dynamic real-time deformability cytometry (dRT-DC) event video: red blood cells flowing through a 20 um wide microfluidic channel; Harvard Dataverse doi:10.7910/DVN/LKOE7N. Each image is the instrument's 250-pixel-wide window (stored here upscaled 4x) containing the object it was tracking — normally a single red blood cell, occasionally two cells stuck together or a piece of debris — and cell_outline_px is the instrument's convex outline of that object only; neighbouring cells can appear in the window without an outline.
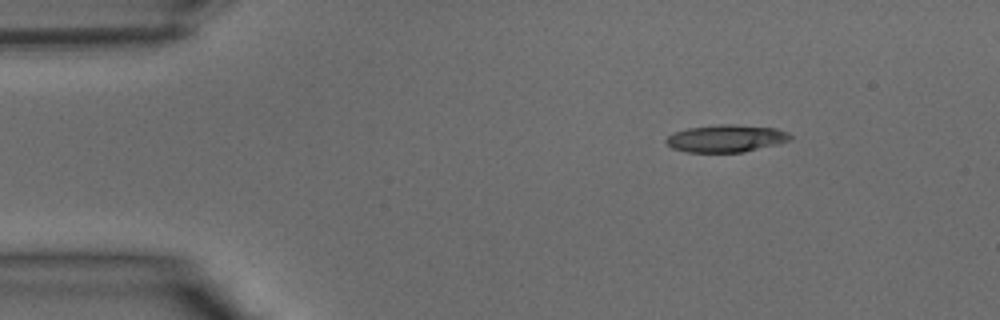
{"species": "common noctule bat (a hibernating species)", "species_latin": "Nyctalus noctula", "temperature_condition": "warm", "stored_images_in_passage": 35, "camera_frame_rate_fps": 3000, "um_per_image_px": 0.085, "animal": {"sex": "male", "body_mass_g": 15.6}, "frame": {"image": 1, "passage_image": 1, "time_ms": 0.0, "image_size_px": [1000, 320], "cell_outline_px": [[792, 140], [744, 152], [688, 152], [672, 148], [664, 140], [668, 136], [676, 132], [688, 128], [716, 124], [736, 124], [776, 128], [788, 132], [792, 136]], "centroid_in_image_um": [61.74, 11.76], "position_along_channel_um": 23.3, "area_um2": 19.83}}
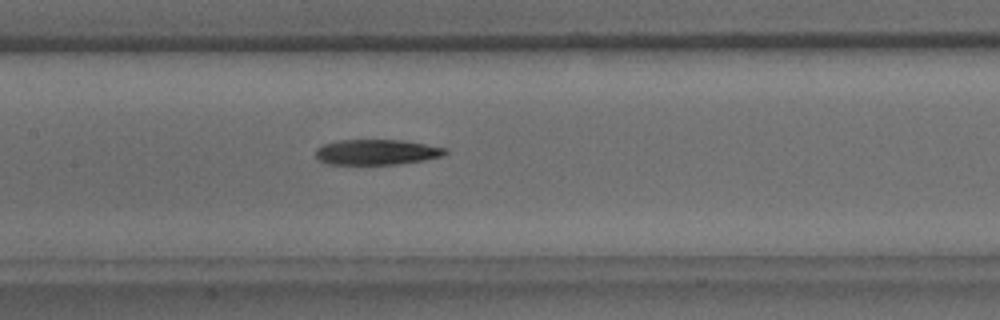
{"frame": {"image": 2, "passage_image": 14, "time_ms": 4.333, "image_size_px": [1000, 320], "cell_outline_px": [[448, 152], [444, 156], [424, 160], [396, 164], [328, 164], [320, 160], [316, 156], [316, 148], [324, 144], [336, 140], [404, 140], [448, 148]], "centroid_in_image_um": [32.05, 12.92], "position_along_channel_um": 175.3, "area_um2": 19.25}}
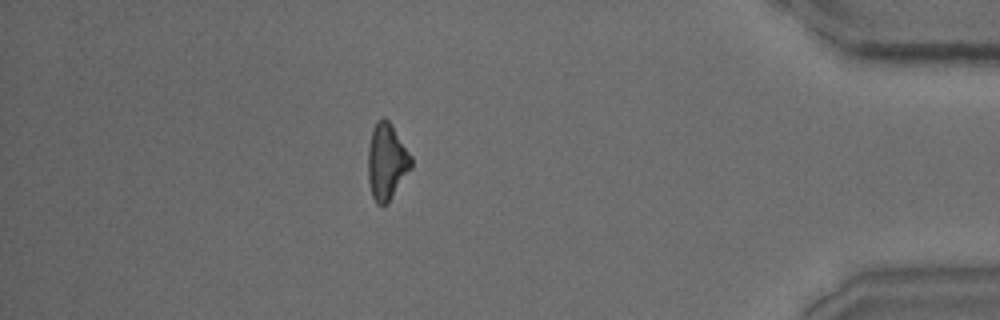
{"frame": {"image": 3, "passage_image": 30, "time_ms": 9.667, "image_size_px": [1000, 320], "cell_outline_px": [[412, 168], [388, 204], [376, 204], [372, 196], [368, 180], [368, 144], [372, 128], [376, 120], [384, 116], [392, 124], [412, 156]], "centroid_in_image_um": [32.87, 13.72], "position_along_channel_um": 402.3, "area_um2": 19.65}}